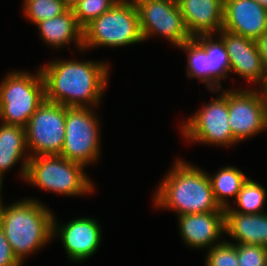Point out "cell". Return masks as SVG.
<instances>
[{
  "instance_id": "cell-28",
  "label": "cell",
  "mask_w": 267,
  "mask_h": 266,
  "mask_svg": "<svg viewBox=\"0 0 267 266\" xmlns=\"http://www.w3.org/2000/svg\"><path fill=\"white\" fill-rule=\"evenodd\" d=\"M0 266H22L0 226Z\"/></svg>"
},
{
  "instance_id": "cell-12",
  "label": "cell",
  "mask_w": 267,
  "mask_h": 266,
  "mask_svg": "<svg viewBox=\"0 0 267 266\" xmlns=\"http://www.w3.org/2000/svg\"><path fill=\"white\" fill-rule=\"evenodd\" d=\"M218 33L227 50L230 72H235L251 83L261 85L267 78V69L257 41L223 29Z\"/></svg>"
},
{
  "instance_id": "cell-13",
  "label": "cell",
  "mask_w": 267,
  "mask_h": 266,
  "mask_svg": "<svg viewBox=\"0 0 267 266\" xmlns=\"http://www.w3.org/2000/svg\"><path fill=\"white\" fill-rule=\"evenodd\" d=\"M97 222L96 219L82 217L58 226L53 217L52 235H59L71 261L82 262L97 251L102 240V230Z\"/></svg>"
},
{
  "instance_id": "cell-15",
  "label": "cell",
  "mask_w": 267,
  "mask_h": 266,
  "mask_svg": "<svg viewBox=\"0 0 267 266\" xmlns=\"http://www.w3.org/2000/svg\"><path fill=\"white\" fill-rule=\"evenodd\" d=\"M178 221L183 242L195 249H211L225 233V211L183 214Z\"/></svg>"
},
{
  "instance_id": "cell-14",
  "label": "cell",
  "mask_w": 267,
  "mask_h": 266,
  "mask_svg": "<svg viewBox=\"0 0 267 266\" xmlns=\"http://www.w3.org/2000/svg\"><path fill=\"white\" fill-rule=\"evenodd\" d=\"M222 29L257 41L267 31V10L255 0H224Z\"/></svg>"
},
{
  "instance_id": "cell-24",
  "label": "cell",
  "mask_w": 267,
  "mask_h": 266,
  "mask_svg": "<svg viewBox=\"0 0 267 266\" xmlns=\"http://www.w3.org/2000/svg\"><path fill=\"white\" fill-rule=\"evenodd\" d=\"M25 16L37 25L65 13L68 8L60 0H23Z\"/></svg>"
},
{
  "instance_id": "cell-2",
  "label": "cell",
  "mask_w": 267,
  "mask_h": 266,
  "mask_svg": "<svg viewBox=\"0 0 267 266\" xmlns=\"http://www.w3.org/2000/svg\"><path fill=\"white\" fill-rule=\"evenodd\" d=\"M172 167L156 188L157 208L173 210L178 216L225 211L215 201L208 173L180 159Z\"/></svg>"
},
{
  "instance_id": "cell-8",
  "label": "cell",
  "mask_w": 267,
  "mask_h": 266,
  "mask_svg": "<svg viewBox=\"0 0 267 266\" xmlns=\"http://www.w3.org/2000/svg\"><path fill=\"white\" fill-rule=\"evenodd\" d=\"M181 129L185 139L194 143L226 147L237 144L229 124L228 90L204 104L183 123Z\"/></svg>"
},
{
  "instance_id": "cell-26",
  "label": "cell",
  "mask_w": 267,
  "mask_h": 266,
  "mask_svg": "<svg viewBox=\"0 0 267 266\" xmlns=\"http://www.w3.org/2000/svg\"><path fill=\"white\" fill-rule=\"evenodd\" d=\"M205 261L206 266H239L237 244L222 240L219 244L208 249Z\"/></svg>"
},
{
  "instance_id": "cell-16",
  "label": "cell",
  "mask_w": 267,
  "mask_h": 266,
  "mask_svg": "<svg viewBox=\"0 0 267 266\" xmlns=\"http://www.w3.org/2000/svg\"><path fill=\"white\" fill-rule=\"evenodd\" d=\"M176 1L192 38L198 35L218 34L223 28L224 0Z\"/></svg>"
},
{
  "instance_id": "cell-21",
  "label": "cell",
  "mask_w": 267,
  "mask_h": 266,
  "mask_svg": "<svg viewBox=\"0 0 267 266\" xmlns=\"http://www.w3.org/2000/svg\"><path fill=\"white\" fill-rule=\"evenodd\" d=\"M214 176L209 175L215 201L222 209L229 208L228 197L235 198L249 177L240 169L227 166L218 170Z\"/></svg>"
},
{
  "instance_id": "cell-27",
  "label": "cell",
  "mask_w": 267,
  "mask_h": 266,
  "mask_svg": "<svg viewBox=\"0 0 267 266\" xmlns=\"http://www.w3.org/2000/svg\"><path fill=\"white\" fill-rule=\"evenodd\" d=\"M239 266H266L267 248L252 244H237Z\"/></svg>"
},
{
  "instance_id": "cell-19",
  "label": "cell",
  "mask_w": 267,
  "mask_h": 266,
  "mask_svg": "<svg viewBox=\"0 0 267 266\" xmlns=\"http://www.w3.org/2000/svg\"><path fill=\"white\" fill-rule=\"evenodd\" d=\"M26 144V130L22 126L1 123L0 126V176L16 165L21 158V177L26 178L30 155ZM27 154V155H26ZM23 156V157H22ZM24 160V161H23Z\"/></svg>"
},
{
  "instance_id": "cell-20",
  "label": "cell",
  "mask_w": 267,
  "mask_h": 266,
  "mask_svg": "<svg viewBox=\"0 0 267 266\" xmlns=\"http://www.w3.org/2000/svg\"><path fill=\"white\" fill-rule=\"evenodd\" d=\"M213 34L198 35L193 39L208 54L209 63V90L215 93L221 89V79H224L230 72V62L225 44L221 38L214 41Z\"/></svg>"
},
{
  "instance_id": "cell-1",
  "label": "cell",
  "mask_w": 267,
  "mask_h": 266,
  "mask_svg": "<svg viewBox=\"0 0 267 266\" xmlns=\"http://www.w3.org/2000/svg\"><path fill=\"white\" fill-rule=\"evenodd\" d=\"M108 67L105 62L91 60L49 62L40 68L45 100L65 107H98L107 86Z\"/></svg>"
},
{
  "instance_id": "cell-29",
  "label": "cell",
  "mask_w": 267,
  "mask_h": 266,
  "mask_svg": "<svg viewBox=\"0 0 267 266\" xmlns=\"http://www.w3.org/2000/svg\"><path fill=\"white\" fill-rule=\"evenodd\" d=\"M257 45L263 59V63L267 69V31L257 40Z\"/></svg>"
},
{
  "instance_id": "cell-32",
  "label": "cell",
  "mask_w": 267,
  "mask_h": 266,
  "mask_svg": "<svg viewBox=\"0 0 267 266\" xmlns=\"http://www.w3.org/2000/svg\"><path fill=\"white\" fill-rule=\"evenodd\" d=\"M259 5L267 10V0H255Z\"/></svg>"
},
{
  "instance_id": "cell-23",
  "label": "cell",
  "mask_w": 267,
  "mask_h": 266,
  "mask_svg": "<svg viewBox=\"0 0 267 266\" xmlns=\"http://www.w3.org/2000/svg\"><path fill=\"white\" fill-rule=\"evenodd\" d=\"M178 48L185 50L187 53V76L198 78L209 88V63L206 51L193 38L184 42Z\"/></svg>"
},
{
  "instance_id": "cell-9",
  "label": "cell",
  "mask_w": 267,
  "mask_h": 266,
  "mask_svg": "<svg viewBox=\"0 0 267 266\" xmlns=\"http://www.w3.org/2000/svg\"><path fill=\"white\" fill-rule=\"evenodd\" d=\"M65 121V106L47 100L42 102L25 127L30 157L61 154L65 141Z\"/></svg>"
},
{
  "instance_id": "cell-11",
  "label": "cell",
  "mask_w": 267,
  "mask_h": 266,
  "mask_svg": "<svg viewBox=\"0 0 267 266\" xmlns=\"http://www.w3.org/2000/svg\"><path fill=\"white\" fill-rule=\"evenodd\" d=\"M228 90V113L231 131L237 142L267 129V114L260 90Z\"/></svg>"
},
{
  "instance_id": "cell-33",
  "label": "cell",
  "mask_w": 267,
  "mask_h": 266,
  "mask_svg": "<svg viewBox=\"0 0 267 266\" xmlns=\"http://www.w3.org/2000/svg\"><path fill=\"white\" fill-rule=\"evenodd\" d=\"M2 181H3V177L0 176V193H1V188H2ZM3 204L2 200H1V194H0V205Z\"/></svg>"
},
{
  "instance_id": "cell-6",
  "label": "cell",
  "mask_w": 267,
  "mask_h": 266,
  "mask_svg": "<svg viewBox=\"0 0 267 266\" xmlns=\"http://www.w3.org/2000/svg\"><path fill=\"white\" fill-rule=\"evenodd\" d=\"M44 100L45 83L40 68L36 74L10 72L0 83V120L25 128Z\"/></svg>"
},
{
  "instance_id": "cell-30",
  "label": "cell",
  "mask_w": 267,
  "mask_h": 266,
  "mask_svg": "<svg viewBox=\"0 0 267 266\" xmlns=\"http://www.w3.org/2000/svg\"><path fill=\"white\" fill-rule=\"evenodd\" d=\"M260 86H261L260 92L263 96L264 106H265L266 114H267V78L263 81V83Z\"/></svg>"
},
{
  "instance_id": "cell-18",
  "label": "cell",
  "mask_w": 267,
  "mask_h": 266,
  "mask_svg": "<svg viewBox=\"0 0 267 266\" xmlns=\"http://www.w3.org/2000/svg\"><path fill=\"white\" fill-rule=\"evenodd\" d=\"M38 30L42 40L53 48H62L64 45L75 42L79 50L83 51V29L77 23L73 10L39 22Z\"/></svg>"
},
{
  "instance_id": "cell-31",
  "label": "cell",
  "mask_w": 267,
  "mask_h": 266,
  "mask_svg": "<svg viewBox=\"0 0 267 266\" xmlns=\"http://www.w3.org/2000/svg\"><path fill=\"white\" fill-rule=\"evenodd\" d=\"M68 9H73L79 0H60Z\"/></svg>"
},
{
  "instance_id": "cell-4",
  "label": "cell",
  "mask_w": 267,
  "mask_h": 266,
  "mask_svg": "<svg viewBox=\"0 0 267 266\" xmlns=\"http://www.w3.org/2000/svg\"><path fill=\"white\" fill-rule=\"evenodd\" d=\"M134 0H118L83 29V51L92 47H119L143 42Z\"/></svg>"
},
{
  "instance_id": "cell-7",
  "label": "cell",
  "mask_w": 267,
  "mask_h": 266,
  "mask_svg": "<svg viewBox=\"0 0 267 266\" xmlns=\"http://www.w3.org/2000/svg\"><path fill=\"white\" fill-rule=\"evenodd\" d=\"M93 112L90 107H66L65 141L60 156L84 167L100 157V125Z\"/></svg>"
},
{
  "instance_id": "cell-25",
  "label": "cell",
  "mask_w": 267,
  "mask_h": 266,
  "mask_svg": "<svg viewBox=\"0 0 267 266\" xmlns=\"http://www.w3.org/2000/svg\"><path fill=\"white\" fill-rule=\"evenodd\" d=\"M118 0H79L72 9L79 26L84 29L93 20L108 11Z\"/></svg>"
},
{
  "instance_id": "cell-17",
  "label": "cell",
  "mask_w": 267,
  "mask_h": 266,
  "mask_svg": "<svg viewBox=\"0 0 267 266\" xmlns=\"http://www.w3.org/2000/svg\"><path fill=\"white\" fill-rule=\"evenodd\" d=\"M225 234L237 243L267 248V213L225 212Z\"/></svg>"
},
{
  "instance_id": "cell-22",
  "label": "cell",
  "mask_w": 267,
  "mask_h": 266,
  "mask_svg": "<svg viewBox=\"0 0 267 266\" xmlns=\"http://www.w3.org/2000/svg\"><path fill=\"white\" fill-rule=\"evenodd\" d=\"M266 196L265 188L248 178L235 199L239 208L236 210V207L235 209L229 207L225 209V212H239L242 214L263 213L262 208L265 204Z\"/></svg>"
},
{
  "instance_id": "cell-10",
  "label": "cell",
  "mask_w": 267,
  "mask_h": 266,
  "mask_svg": "<svg viewBox=\"0 0 267 266\" xmlns=\"http://www.w3.org/2000/svg\"><path fill=\"white\" fill-rule=\"evenodd\" d=\"M143 40L153 35L167 38L177 48L192 39L176 0H134Z\"/></svg>"
},
{
  "instance_id": "cell-3",
  "label": "cell",
  "mask_w": 267,
  "mask_h": 266,
  "mask_svg": "<svg viewBox=\"0 0 267 266\" xmlns=\"http://www.w3.org/2000/svg\"><path fill=\"white\" fill-rule=\"evenodd\" d=\"M35 199L0 205V226L17 259H24L53 239V211Z\"/></svg>"
},
{
  "instance_id": "cell-5",
  "label": "cell",
  "mask_w": 267,
  "mask_h": 266,
  "mask_svg": "<svg viewBox=\"0 0 267 266\" xmlns=\"http://www.w3.org/2000/svg\"><path fill=\"white\" fill-rule=\"evenodd\" d=\"M84 171L82 164L60 155L33 156L28 161L25 181L62 195H87L95 187Z\"/></svg>"
}]
</instances>
